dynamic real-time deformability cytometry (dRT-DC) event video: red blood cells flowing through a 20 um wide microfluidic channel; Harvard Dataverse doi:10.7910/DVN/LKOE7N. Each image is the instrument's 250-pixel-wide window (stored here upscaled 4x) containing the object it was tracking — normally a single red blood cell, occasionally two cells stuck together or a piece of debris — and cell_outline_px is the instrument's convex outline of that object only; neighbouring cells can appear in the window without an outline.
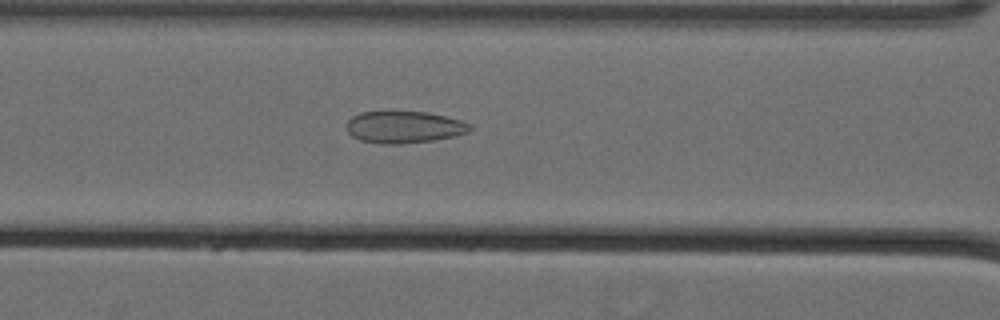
{"species": "Egyptian fruit bat (a non-hibernating species)", "species_latin": "Rousettus aegyptiacus", "temperature_condition": "cold", "stored_images_in_passage": 51, "camera_frame_rate_fps": 3000, "um_per_image_px": 0.085, "animal": {"sex": "female"}, "frame": {"image": 1, "passage_image": 20, "time_ms": 6.333, "image_size_px": [1000, 320], "cell_outline_px": [[472, 128], [468, 132], [456, 136], [436, 140], [396, 144], [380, 144], [360, 140], [352, 136], [348, 132], [348, 120], [352, 116], [360, 112], [384, 108], [392, 108], [428, 112], [460, 120], [472, 124]], "centroid_in_image_um": [34.32, 10.75], "position_along_channel_um": 132.3, "area_um2": 24.04}}
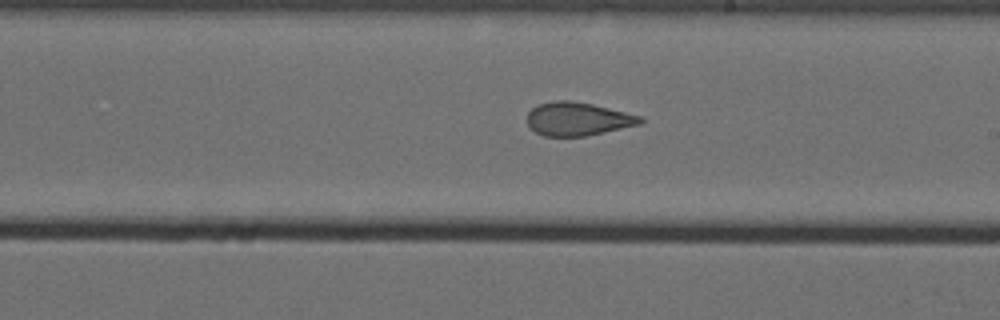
{"frame": {"image": 2, "passage_image": 29, "time_ms": 9.333, "image_size_px": [1000, 320], "cell_outline_px": [[644, 120], [640, 124], [604, 132], [584, 136], [544, 136], [528, 128], [528, 112], [532, 108], [540, 104], [556, 100], [572, 100], [592, 104], [640, 116]], "centroid_in_image_um": [49.07, 10.11], "position_along_channel_um": 239.9, "area_um2": 21.79}}
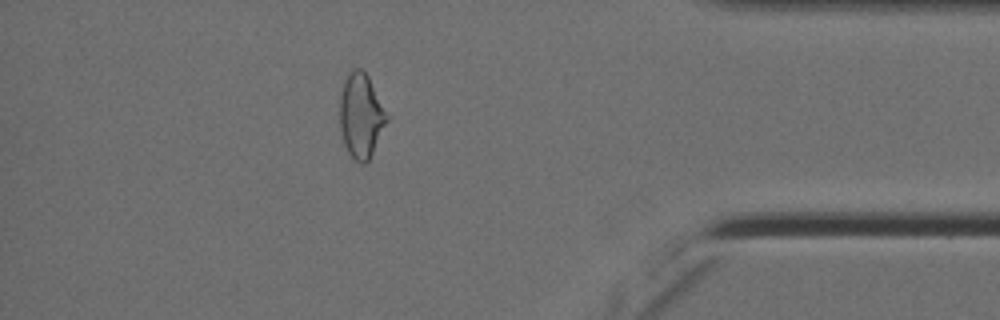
{"frame": {"image": 3, "passage_image": 45, "time_ms": 14.667, "image_size_px": [1000, 320], "cell_outline_px": [[388, 120], [368, 160], [364, 164], [360, 164], [348, 152], [344, 144], [340, 128], [340, 96], [344, 84], [352, 68], [360, 68], [368, 76], [388, 116]], "centroid_in_image_um": [30.68, 9.84], "position_along_channel_um": 404.5, "area_um2": 22.6}, "authors_computed_cell_mechanics": {"area_um2": 24.0448, "velocity_mm_per_s": 3.5883, "shape_relaxation_time_tau1_ms": null, "shape_relaxation_time_tau2_ms": 1.8889, "deformation_change_tau1": null, "deformation_change_tau2": 0.1019}}